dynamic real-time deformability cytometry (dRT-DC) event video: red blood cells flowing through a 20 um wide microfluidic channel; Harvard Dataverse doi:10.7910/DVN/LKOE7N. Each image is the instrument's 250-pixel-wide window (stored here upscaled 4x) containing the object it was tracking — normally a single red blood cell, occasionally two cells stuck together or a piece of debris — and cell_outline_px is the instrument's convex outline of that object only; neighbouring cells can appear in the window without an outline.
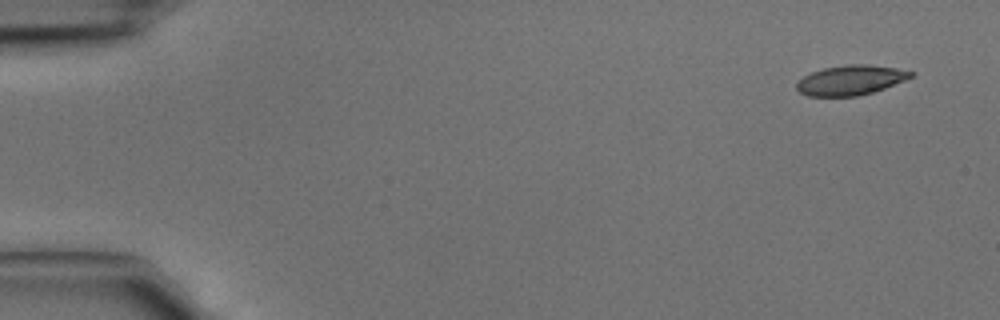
{"species": "common noctule bat (a hibernating species)", "species_latin": "Nyctalus noctula", "temperature_condition": "cold", "stored_images_in_passage": 4, "camera_frame_rate_fps": 3000, "um_per_image_px": 0.085, "animal": {"sex": "male", "body_mass_g": 15.6}, "frame": {"image": 1, "passage_image": 1, "time_ms": 0.0, "image_size_px": [1000, 320], "cell_outline_px": [[916, 72], [912, 76], [904, 80], [884, 88], [872, 92], [856, 96], [808, 96], [800, 92], [796, 88], [796, 84], [804, 76], [812, 72], [824, 68], [848, 64], [868, 64], [896, 68]], "centroid_in_image_um": [72.3, 6.8], "position_along_channel_um": 12.7, "area_um2": 19.65}}